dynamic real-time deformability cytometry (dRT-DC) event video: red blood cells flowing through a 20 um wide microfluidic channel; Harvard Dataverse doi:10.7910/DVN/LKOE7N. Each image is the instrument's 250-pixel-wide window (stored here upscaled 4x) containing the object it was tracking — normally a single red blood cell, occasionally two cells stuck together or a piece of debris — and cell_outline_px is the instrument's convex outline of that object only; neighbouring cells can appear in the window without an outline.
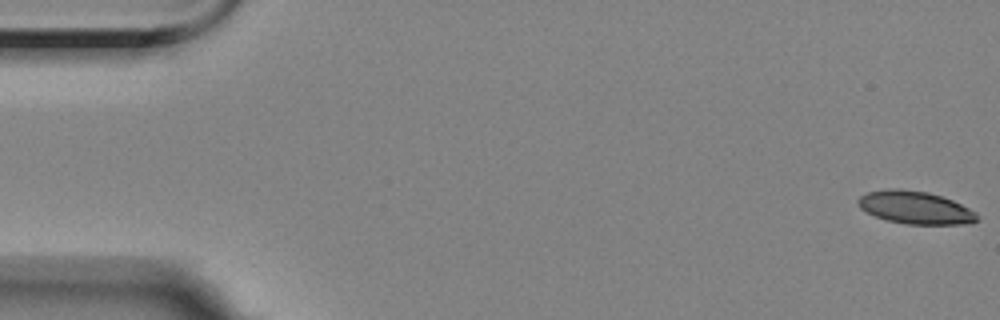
{"species": "Egyptian fruit bat (a non-hibernating species)", "species_latin": "Rousettus aegyptiacus", "temperature_condition": "room temperature", "stored_images_in_passage": 5, "camera_frame_rate_fps": 3000, "um_per_image_px": 0.085, "animal": {"sex": "female"}, "frame": {"image": 1, "passage_image": 1, "time_ms": 0.0, "image_size_px": [1000, 320], "cell_outline_px": [[980, 216], [972, 224], [904, 224], [888, 220], [876, 216], [860, 208], [856, 204], [856, 200], [860, 196], [868, 192], [892, 188], [900, 188], [928, 192], [952, 200], [976, 212]], "centroid_in_image_um": [77.8, 17.64], "position_along_channel_um": 7.2, "area_um2": 22.72}}